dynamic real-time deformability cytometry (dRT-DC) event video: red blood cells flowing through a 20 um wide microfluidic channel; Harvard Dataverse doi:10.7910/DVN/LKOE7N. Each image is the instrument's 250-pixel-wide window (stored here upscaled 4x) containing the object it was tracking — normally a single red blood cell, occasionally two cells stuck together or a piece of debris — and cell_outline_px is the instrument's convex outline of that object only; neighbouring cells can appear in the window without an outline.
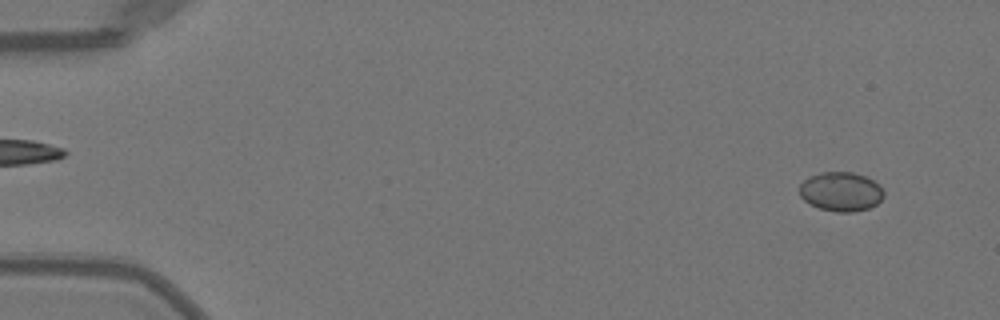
{"species": "Egyptian fruit bat (a non-hibernating species)", "species_latin": "Rousettus aegyptiacus", "temperature_condition": "warm", "stored_images_in_passage": 50, "camera_frame_rate_fps": 3000, "um_per_image_px": 0.085, "animal": {"sex": "female"}, "frame": {"image": 1, "passage_image": 3, "time_ms": 0.667, "image_size_px": [1000, 320], "cell_outline_px": [[884, 196], [876, 204], [868, 208], [852, 212], [836, 212], [820, 208], [808, 204], [800, 196], [800, 184], [804, 180], [820, 172], [852, 172], [864, 176], [880, 184], [884, 192]], "centroid_in_image_um": [71.48, 16.29], "position_along_channel_um": 13.5, "area_um2": 19.25}}
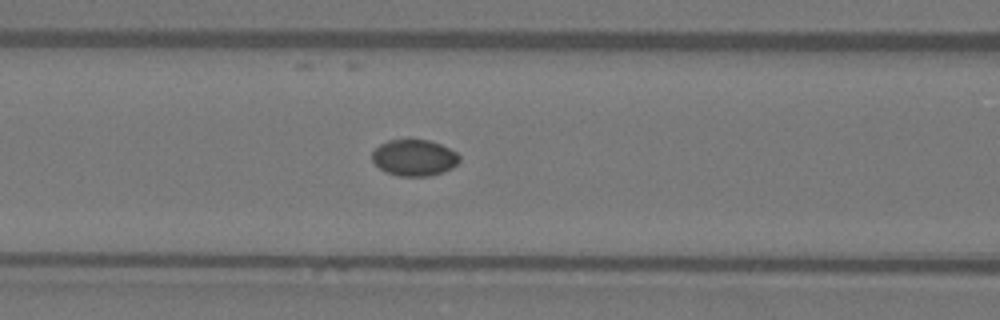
{"frame": {"image": 2, "passage_image": 21, "time_ms": 6.667, "image_size_px": [1000, 320], "cell_outline_px": [[460, 160], [452, 168], [444, 172], [428, 176], [400, 176], [384, 172], [372, 160], [372, 152], [380, 144], [388, 140], [428, 140], [440, 144], [456, 152], [460, 156]], "centroid_in_image_um": [35.21, 13.41], "position_along_channel_um": 131.4, "area_um2": 18.44}}
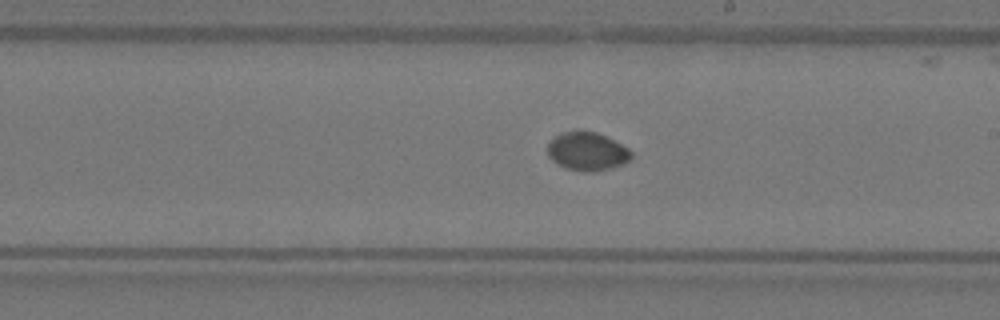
{"frame": {"image": 3, "passage_image": 29, "time_ms": 9.333, "image_size_px": [1000, 320], "cell_outline_px": [[632, 156], [624, 164], [592, 172], [584, 172], [564, 168], [552, 160], [548, 156], [548, 144], [560, 132], [596, 132], [628, 148], [632, 152]], "centroid_in_image_um": [49.89, 12.89], "position_along_channel_um": 239.1, "area_um2": 18.38}, "authors_computed_cell_mechanics": {"area_um2": 18.7272, "velocity_mm_per_s": 4.0457, "shape_relaxation_time_tau1_ms": null, "shape_relaxation_time_tau2_ms": 3.928, "deformation_change_tau1": null, "deformation_change_tau2": 0.028}}